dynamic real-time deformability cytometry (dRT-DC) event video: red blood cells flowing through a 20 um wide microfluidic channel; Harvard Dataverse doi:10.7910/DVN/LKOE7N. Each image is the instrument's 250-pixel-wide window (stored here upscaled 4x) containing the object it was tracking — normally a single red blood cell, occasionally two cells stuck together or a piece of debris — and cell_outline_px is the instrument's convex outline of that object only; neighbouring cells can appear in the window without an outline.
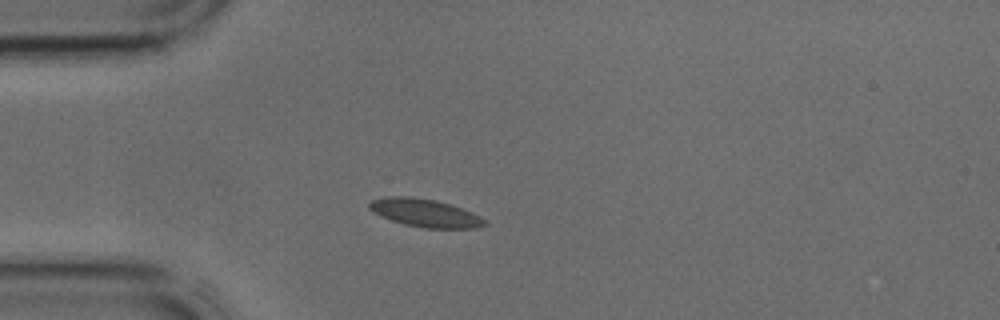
{"species": "common noctule bat (a hibernating species)", "species_latin": "Nyctalus noctula", "temperature_condition": "cold", "stored_images_in_passage": 10, "camera_frame_rate_fps": 3000, "um_per_image_px": 0.085, "animal": {"sex": "male", "body_mass_g": 17.9, "forearm_length_mm": 54.2}, "frame": {"image": 1, "passage_image": 1, "time_ms": 0.0, "image_size_px": [1000, 320], "cell_outline_px": [[488, 224], [476, 228], [424, 228], [404, 224], [380, 216], [372, 212], [368, 208], [368, 204], [372, 200], [388, 196], [412, 196], [436, 200], [452, 204], [472, 212], [480, 216]], "centroid_in_image_um": [36.12, 18.09], "position_along_channel_um": 48.9, "area_um2": 18.96}}